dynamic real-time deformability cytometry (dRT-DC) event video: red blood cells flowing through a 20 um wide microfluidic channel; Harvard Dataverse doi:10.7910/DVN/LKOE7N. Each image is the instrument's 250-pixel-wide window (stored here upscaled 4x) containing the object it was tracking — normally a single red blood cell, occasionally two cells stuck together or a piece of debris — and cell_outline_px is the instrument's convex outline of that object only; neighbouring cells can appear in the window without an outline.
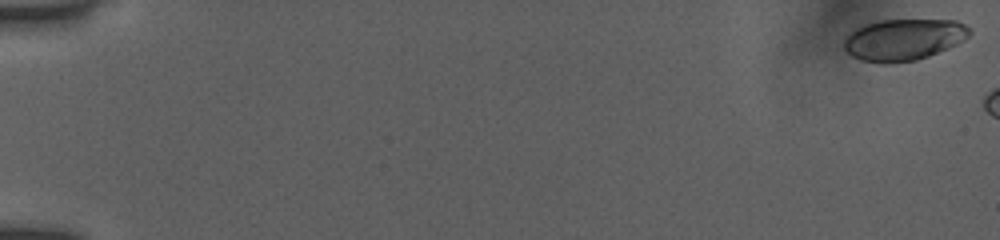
{"species": "human", "species_latin": "Homo sapiens", "temperature_condition": "room temperature", "stored_images_in_passage": 17, "camera_frame_rate_fps": 3000, "um_per_image_px": 0.085, "donor": {"sex": "female"}, "frame": {"image": 1, "passage_image": 1, "time_ms": 0.0, "image_size_px": [1000, 240], "cell_outline_px": [[972, 32], [964, 40], [948, 48], [928, 56], [916, 60], [884, 64], [860, 60], [852, 56], [844, 48], [844, 40], [848, 32], [864, 24], [880, 20], [956, 20], [964, 24]], "centroid_in_image_um": [76.78, 3.36], "position_along_channel_um": 8.2, "area_um2": 30.46}}
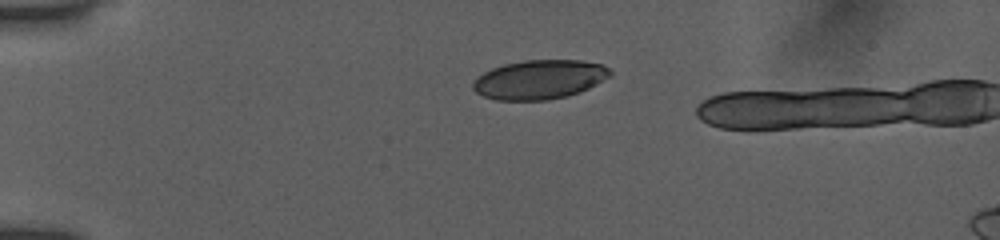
{"frame": {"image": 2, "passage_image": 14, "time_ms": 4.333, "image_size_px": [1000, 240], "cell_outline_px": [[612, 76], [580, 92], [568, 96], [548, 100], [496, 100], [484, 96], [476, 92], [472, 88], [472, 80], [476, 76], [492, 68], [504, 64], [524, 60], [580, 60], [600, 64], [608, 68], [612, 72]], "centroid_in_image_um": [45.83, 6.76], "position_along_channel_um": 39.2, "area_um2": 31.5}}